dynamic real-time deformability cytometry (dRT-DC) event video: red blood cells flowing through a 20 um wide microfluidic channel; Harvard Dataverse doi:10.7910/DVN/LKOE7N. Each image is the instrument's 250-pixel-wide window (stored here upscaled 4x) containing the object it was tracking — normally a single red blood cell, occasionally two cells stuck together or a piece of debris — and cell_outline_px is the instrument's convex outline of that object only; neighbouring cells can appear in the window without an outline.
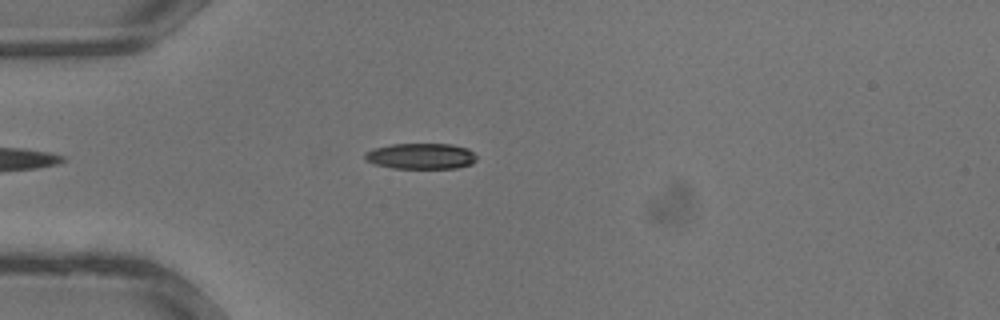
{"species": "common noctule bat (a hibernating species)", "species_latin": "Nyctalus noctula", "temperature_condition": "warm", "stored_images_in_passage": 25, "camera_frame_rate_fps": 3000, "um_per_image_px": 0.085, "animal": {"sex": "male", "body_mass_g": 13.3}, "frame": {"image": 1, "passage_image": 2, "time_ms": 0.333, "image_size_px": [1000, 320], "cell_outline_px": [[476, 160], [472, 164], [456, 168], [392, 168], [376, 164], [364, 160], [364, 152], [372, 148], [392, 144], [452, 144], [468, 148], [476, 156]], "centroid_in_image_um": [35.76, 13.27], "position_along_channel_um": 49.2, "area_um2": 16.94}}
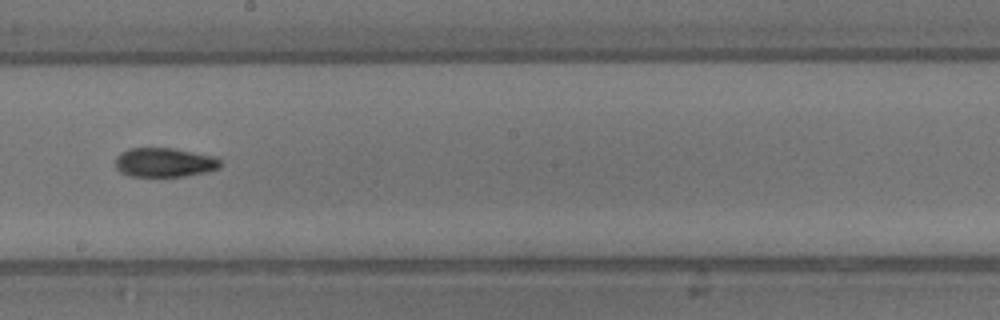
{"frame": {"image": 2, "passage_image": 12, "time_ms": 3.667, "image_size_px": [1000, 320], "cell_outline_px": [[220, 168], [204, 172], [184, 176], [128, 176], [120, 172], [116, 168], [116, 156], [120, 152], [128, 148], [172, 148], [216, 156], [220, 160]], "centroid_in_image_um": [13.95, 13.8], "position_along_channel_um": 234.2, "area_um2": 17.92}}
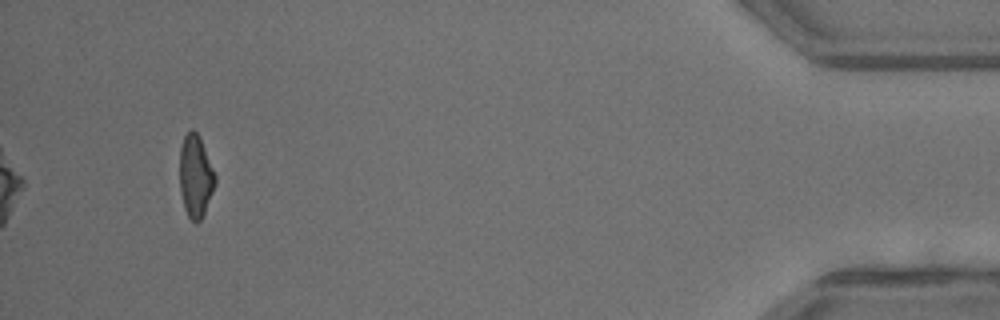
{"frame": {"image": 3, "passage_image": 25, "time_ms": 8.0, "image_size_px": [1000, 320], "cell_outline_px": [[216, 184], [204, 212], [200, 220], [196, 224], [188, 216], [184, 208], [180, 188], [180, 148], [184, 136], [192, 128], [200, 136], [216, 176]], "centroid_in_image_um": [16.62, 14.96], "position_along_channel_um": 418.6, "area_um2": 16.99}}